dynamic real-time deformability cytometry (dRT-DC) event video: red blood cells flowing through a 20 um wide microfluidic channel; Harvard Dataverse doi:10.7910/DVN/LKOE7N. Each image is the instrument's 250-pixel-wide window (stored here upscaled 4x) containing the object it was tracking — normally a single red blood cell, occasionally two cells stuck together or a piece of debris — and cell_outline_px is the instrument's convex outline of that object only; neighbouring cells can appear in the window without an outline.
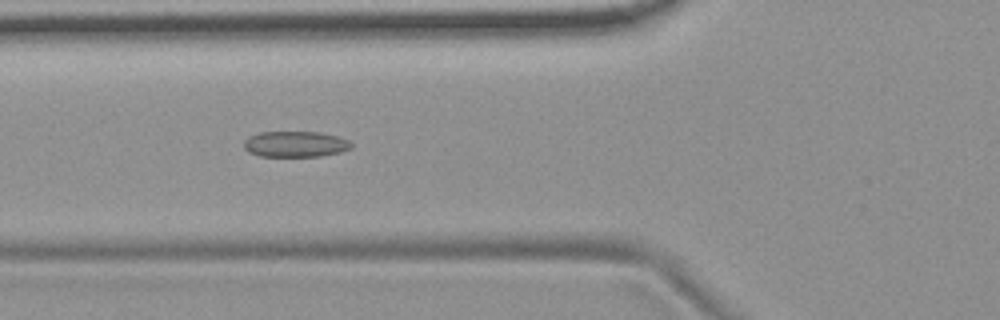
{"species": "common noctule bat (a hibernating species)", "species_latin": "Nyctalus noctula", "temperature_condition": "room temperature", "stored_images_in_passage": 53, "camera_frame_rate_fps": 3000, "um_per_image_px": 0.085, "animal": {"sex": "female", "body_mass_g": 19.9}, "frame": {"image": 1, "passage_image": 19, "time_ms": 6.0, "image_size_px": [1000, 320], "cell_outline_px": [[352, 148], [340, 152], [320, 156], [260, 156], [248, 152], [244, 148], [244, 140], [248, 136], [260, 132], [320, 132], [336, 136], [348, 140], [352, 144]], "centroid_in_image_um": [25.08, 12.25], "position_along_channel_um": 100.7, "area_um2": 16.18}}
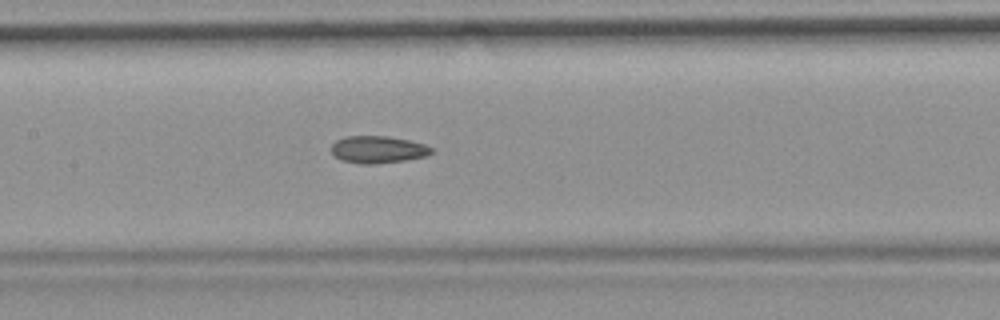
{"frame": {"image": 2, "passage_image": 25, "time_ms": 8.0, "image_size_px": [1000, 320], "cell_outline_px": [[436, 148], [428, 156], [404, 160], [376, 164], [360, 164], [340, 160], [332, 152], [332, 144], [336, 140], [344, 136], [388, 136], [408, 140], [424, 144]], "centroid_in_image_um": [32.14, 12.71], "position_along_channel_um": 175.3, "area_um2": 16.01}}
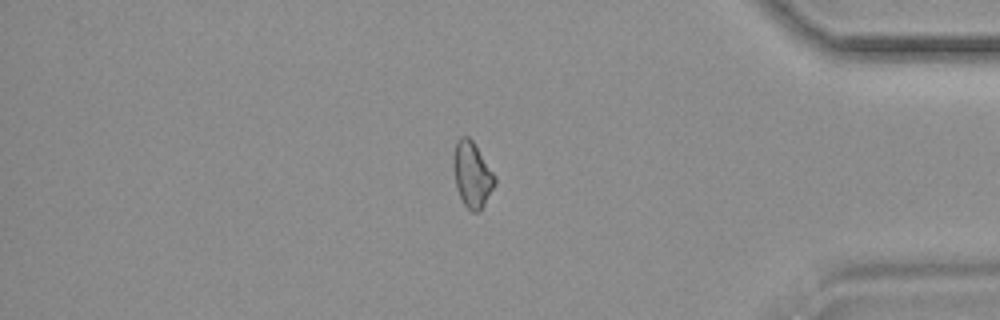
{"frame": {"image": 3, "passage_image": 45, "time_ms": 14.667, "image_size_px": [1000, 320], "cell_outline_px": [[496, 184], [480, 212], [472, 212], [464, 204], [456, 188], [456, 140], [460, 136], [468, 136], [472, 140], [496, 176]], "centroid_in_image_um": [40.19, 14.88], "position_along_channel_um": 395.0, "area_um2": 15.26}, "authors_computed_cell_mechanics": {"area_um2": 16.184, "velocity_mm_per_s": 3.7214, "shape_relaxation_time_tau1_ms": 9.8927, "shape_relaxation_time_tau2_ms": 4.1762, "deformation_change_tau1": 0.1304, "deformation_change_tau2": 0.096}}